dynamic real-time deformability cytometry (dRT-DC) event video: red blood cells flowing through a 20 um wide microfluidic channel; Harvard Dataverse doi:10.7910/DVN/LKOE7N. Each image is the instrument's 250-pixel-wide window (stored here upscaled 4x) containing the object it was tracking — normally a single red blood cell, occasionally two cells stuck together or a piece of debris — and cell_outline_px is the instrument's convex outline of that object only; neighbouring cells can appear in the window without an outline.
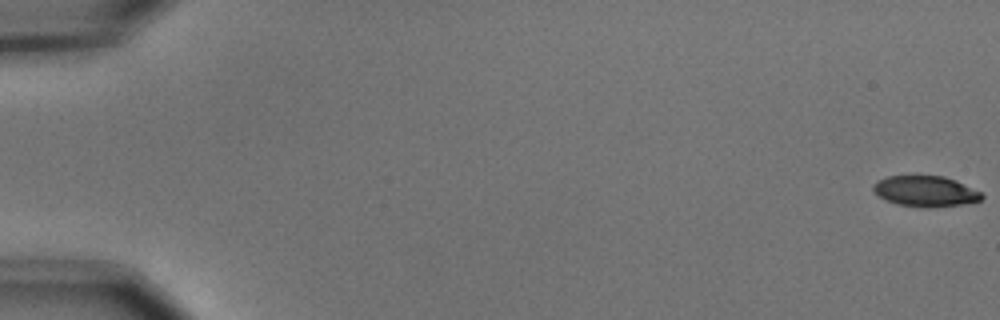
{"species": "common noctule bat (a hibernating species)", "species_latin": "Nyctalus noctula", "temperature_condition": "cold", "stored_images_in_passage": 56, "camera_frame_rate_fps": 3000, "um_per_image_px": 0.085, "animal": {"sex": "male", "body_mass_g": 15.6}, "frame": {"image": 1, "passage_image": 1, "time_ms": 0.0, "image_size_px": [1000, 320], "cell_outline_px": [[984, 196], [980, 200], [960, 204], [928, 208], [924, 208], [896, 204], [884, 200], [872, 188], [872, 184], [876, 180], [888, 176], [944, 176], [956, 180], [980, 192]], "centroid_in_image_um": [78.62, 16.25], "position_along_channel_um": 6.4, "area_um2": 19.36}}
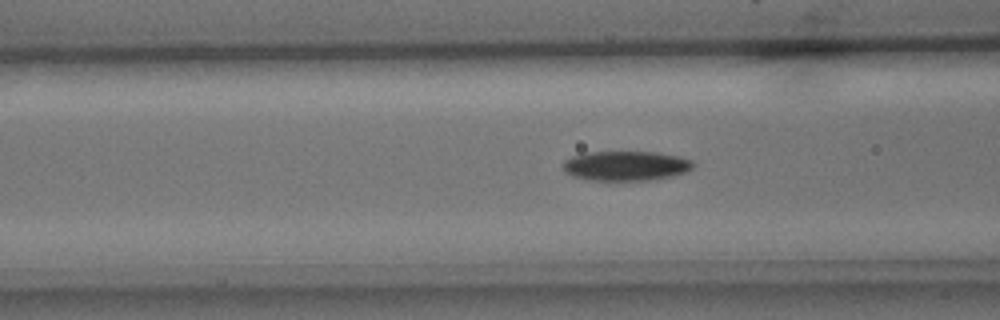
{"frame": {"image": 2, "passage_image": 23, "time_ms": 7.333, "image_size_px": [1000, 320], "cell_outline_px": [[696, 164], [688, 172], [672, 176], [648, 180], [588, 180], [572, 176], [564, 172], [564, 160], [572, 156], [584, 152], [660, 152], [680, 156], [692, 160]], "centroid_in_image_um": [53.23, 14.09], "position_along_channel_um": 113.4, "area_um2": 22.77}}
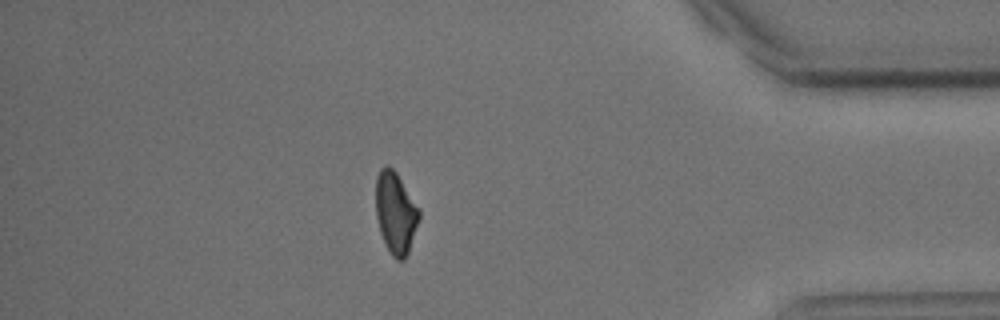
{"frame": {"image": 3, "passage_image": 49, "time_ms": 16.0, "image_size_px": [1000, 320], "cell_outline_px": [[420, 216], [408, 252], [404, 260], [396, 260], [392, 256], [380, 232], [376, 216], [376, 176], [380, 168], [388, 164], [396, 172], [420, 208]], "centroid_in_image_um": [33.62, 18.05], "position_along_channel_um": 401.6, "area_um2": 20.58}, "authors_computed_cell_mechanics": {"area_um2": 21.2993, "velocity_mm_per_s": 3.7081, "shape_relaxation_time_tau1_ms": 2.4989, "shape_relaxation_time_tau2_ms": null, "deformation_change_tau1": 0.1132, "deformation_change_tau2": null}}